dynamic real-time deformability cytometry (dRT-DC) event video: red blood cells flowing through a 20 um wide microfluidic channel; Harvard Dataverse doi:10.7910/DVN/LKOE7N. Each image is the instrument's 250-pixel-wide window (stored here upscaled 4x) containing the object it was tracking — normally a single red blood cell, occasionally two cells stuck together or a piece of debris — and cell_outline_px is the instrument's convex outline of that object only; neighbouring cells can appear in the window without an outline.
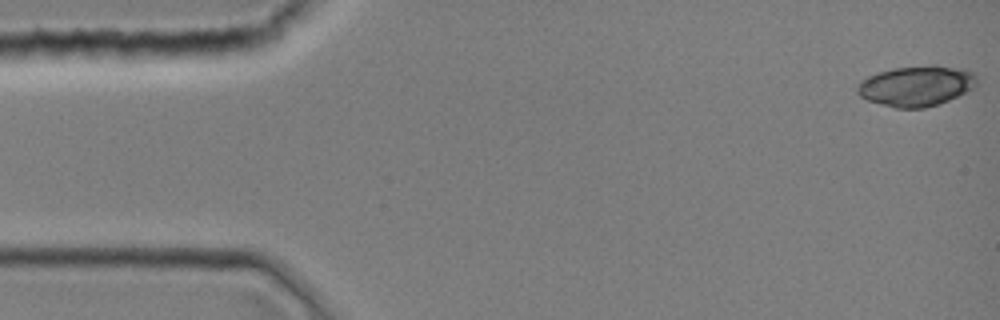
{"species": "common noctule bat (a hibernating species)", "species_latin": "Nyctalus noctula", "temperature_condition": "room temperature", "stored_images_in_passage": 44, "camera_frame_rate_fps": 3000, "um_per_image_px": 0.085, "animal": {"sex": "female", "body_mass_g": 19.0, "forearm_length_mm": 51.5}, "frame": {"image": 1, "passage_image": 1, "time_ms": 0.0, "image_size_px": [1000, 320], "cell_outline_px": [[976, 88], [940, 104], [924, 108], [896, 108], [880, 104], [868, 100], [860, 96], [856, 92], [856, 84], [860, 80], [868, 76], [892, 68], [932, 64], [936, 64], [964, 68], [976, 72]], "centroid_in_image_um": [77.93, 7.28], "position_along_channel_um": 7.1, "area_um2": 28.84}}
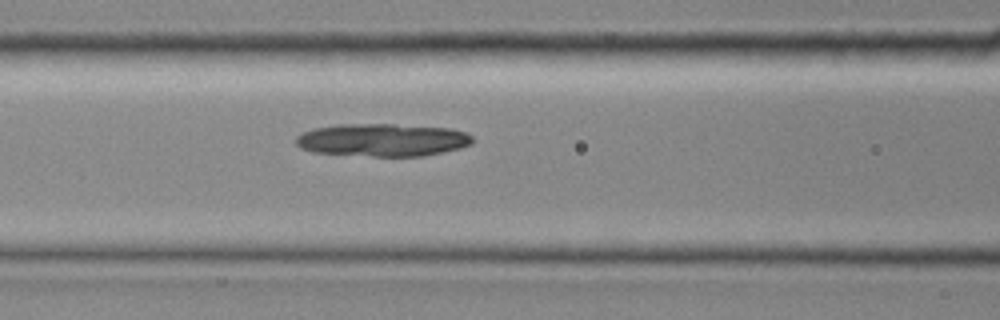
{"frame": {"image": 2, "passage_image": 18, "time_ms": 5.667, "image_size_px": [1000, 320], "cell_outline_px": [[476, 140], [472, 144], [460, 148], [444, 152], [424, 156], [372, 156], [312, 152], [300, 148], [296, 144], [296, 136], [312, 128], [340, 124], [392, 124], [452, 128], [464, 132], [472, 136]], "centroid_in_image_um": [32.53, 11.89], "position_along_channel_um": 134.1, "area_um2": 33.99}}
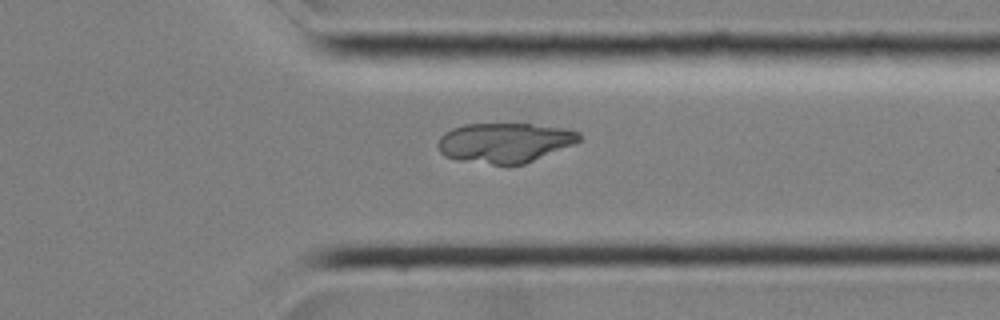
{"frame": {"image": 3, "passage_image": 34, "time_ms": 11.0, "image_size_px": [1000, 320], "cell_outline_px": [[580, 140], [572, 144], [524, 164], [492, 164], [456, 160], [444, 156], [440, 152], [436, 144], [440, 136], [444, 132], [452, 128], [464, 124], [532, 124], [564, 128], [580, 132]], "centroid_in_image_um": [42.83, 12.12], "position_along_channel_um": 368.6, "area_um2": 32.66}}